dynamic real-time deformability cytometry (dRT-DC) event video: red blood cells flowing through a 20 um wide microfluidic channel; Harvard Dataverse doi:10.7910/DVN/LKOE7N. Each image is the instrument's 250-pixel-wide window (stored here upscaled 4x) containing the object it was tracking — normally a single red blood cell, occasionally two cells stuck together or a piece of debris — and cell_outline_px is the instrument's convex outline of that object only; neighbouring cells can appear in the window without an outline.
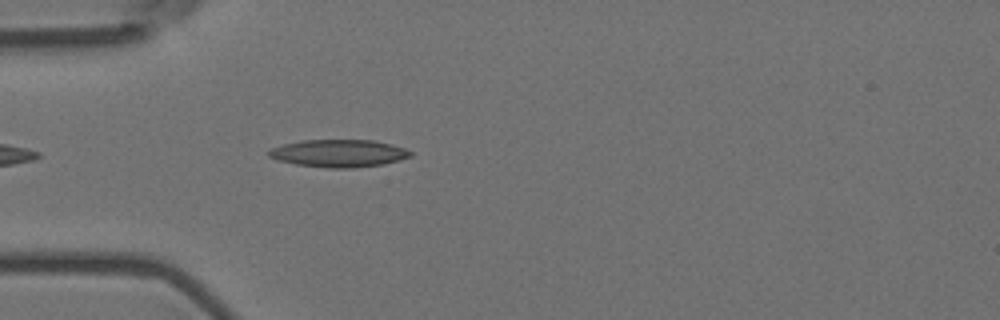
{"species": "Egyptian fruit bat (a non-hibernating species)", "species_latin": "Rousettus aegyptiacus", "temperature_condition": "room temperature", "stored_images_in_passage": 8, "camera_frame_rate_fps": 3000, "um_per_image_px": 0.085, "animal": {"sex": "female"}, "frame": {"image": 1, "passage_image": 4, "time_ms": 1.0, "image_size_px": [1000, 320], "cell_outline_px": [[412, 156], [400, 160], [384, 164], [352, 168], [328, 168], [296, 164], [276, 160], [268, 156], [268, 152], [272, 148], [284, 144], [300, 140], [376, 140], [392, 144], [404, 148], [412, 152]], "centroid_in_image_um": [28.81, 13.03], "position_along_channel_um": 56.2, "area_um2": 22.83}}
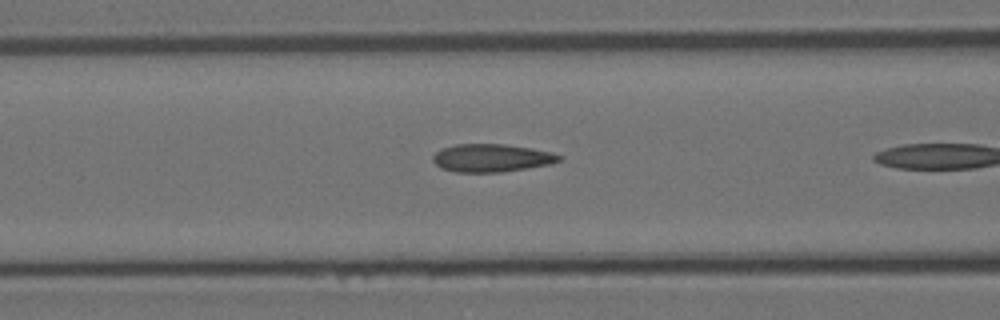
{"frame": {"image": 2, "passage_image": 7, "time_ms": 2.0, "image_size_px": [1000, 320], "cell_outline_px": [[564, 156], [560, 160], [548, 164], [500, 172], [456, 172], [440, 168], [432, 160], [432, 156], [440, 148], [456, 144], [504, 144], [532, 148], [552, 152]], "centroid_in_image_um": [41.75, 13.41], "position_along_channel_um": 124.9, "area_um2": 20.52}}